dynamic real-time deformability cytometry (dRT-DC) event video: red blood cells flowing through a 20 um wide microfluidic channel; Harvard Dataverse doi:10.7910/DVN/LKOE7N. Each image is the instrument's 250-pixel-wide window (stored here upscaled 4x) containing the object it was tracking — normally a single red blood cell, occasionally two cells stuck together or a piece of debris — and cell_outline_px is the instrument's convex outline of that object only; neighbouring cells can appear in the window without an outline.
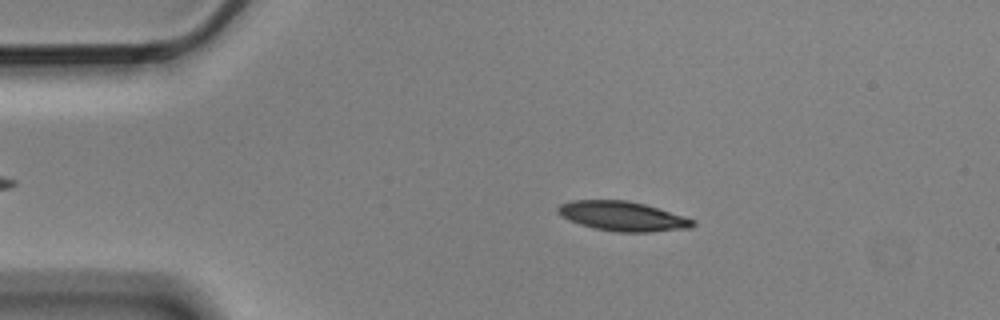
{"species": "Egyptian fruit bat (a non-hibernating species)", "species_latin": "Rousettus aegyptiacus", "temperature_condition": "cold", "stored_images_in_passage": 5, "camera_frame_rate_fps": 3000, "um_per_image_px": 0.085, "animal": {"sex": "male"}, "frame": {"image": 1, "passage_image": 2, "time_ms": 0.333, "image_size_px": [1000, 320], "cell_outline_px": [[696, 224], [692, 228], [652, 232], [616, 232], [592, 228], [580, 224], [560, 216], [556, 212], [556, 208], [560, 204], [572, 200], [628, 200], [644, 204], [684, 216], [696, 220]], "centroid_in_image_um": [52.92, 18.38], "position_along_channel_um": 32.1, "area_um2": 23.47}}
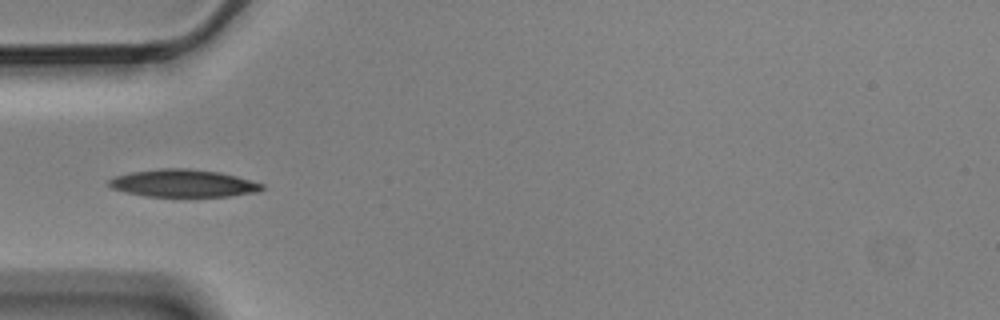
{"frame": {"image": 2, "passage_image": 4, "time_ms": 1.0, "image_size_px": [1000, 320], "cell_outline_px": [[264, 188], [256, 192], [228, 196], [148, 196], [124, 192], [112, 188], [108, 184], [108, 180], [116, 176], [132, 172], [160, 168], [188, 168], [220, 172], [236, 176], [264, 184]], "centroid_in_image_um": [15.57, 15.57], "position_along_channel_um": 69.4, "area_um2": 24.39}}
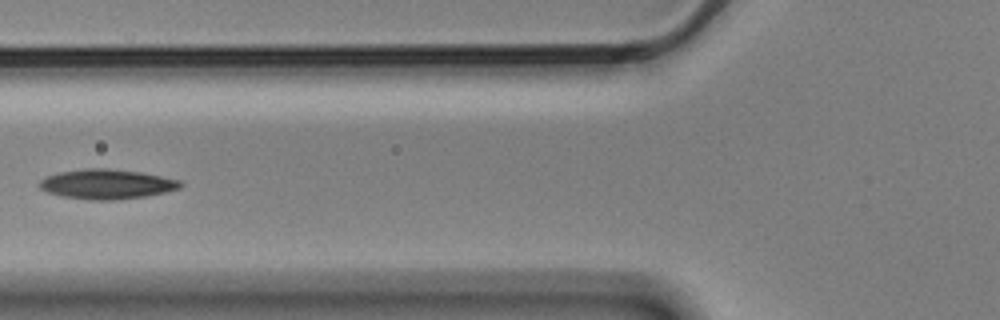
{"frame": {"image": 3, "passage_image": 5, "time_ms": 1.333, "image_size_px": [1000, 320], "cell_outline_px": [[184, 184], [180, 188], [164, 192], [144, 196], [116, 200], [88, 200], [60, 196], [48, 192], [40, 188], [40, 180], [44, 176], [60, 172], [84, 168], [108, 168], [140, 172], [180, 180]], "centroid_in_image_um": [9.05, 15.65], "position_along_channel_um": 116.7, "area_um2": 24.45}}